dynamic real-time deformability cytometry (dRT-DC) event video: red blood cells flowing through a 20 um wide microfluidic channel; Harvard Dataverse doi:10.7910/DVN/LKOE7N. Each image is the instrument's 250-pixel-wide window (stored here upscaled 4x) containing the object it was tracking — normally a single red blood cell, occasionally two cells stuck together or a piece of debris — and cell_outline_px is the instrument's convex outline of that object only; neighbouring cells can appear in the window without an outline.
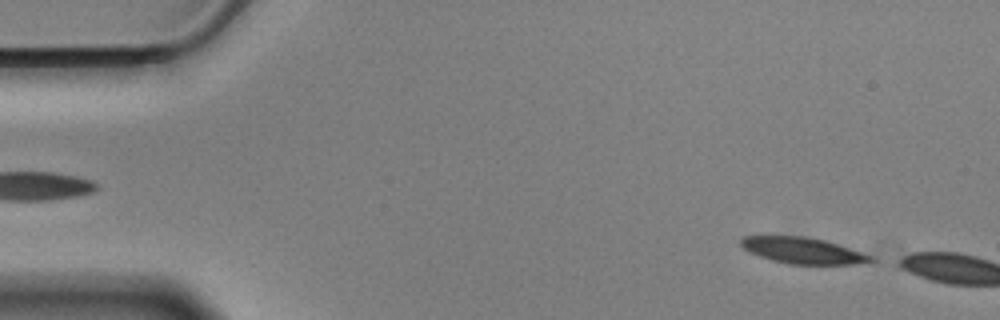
{"species": "Egyptian fruit bat (a non-hibernating species)", "species_latin": "Rousettus aegyptiacus", "temperature_condition": "cold", "stored_images_in_passage": 7, "camera_frame_rate_fps": 3000, "um_per_image_px": 0.085, "animal": {"sex": "male"}, "frame": {"image": 1, "passage_image": 4, "time_ms": 1.0, "image_size_px": [1000, 320], "cell_outline_px": [[872, 260], [852, 264], [788, 264], [772, 260], [760, 256], [744, 248], [740, 244], [740, 240], [744, 236], [808, 236], [824, 240], [872, 256]], "centroid_in_image_um": [68.18, 21.28], "position_along_channel_um": 16.8, "area_um2": 19.31}}